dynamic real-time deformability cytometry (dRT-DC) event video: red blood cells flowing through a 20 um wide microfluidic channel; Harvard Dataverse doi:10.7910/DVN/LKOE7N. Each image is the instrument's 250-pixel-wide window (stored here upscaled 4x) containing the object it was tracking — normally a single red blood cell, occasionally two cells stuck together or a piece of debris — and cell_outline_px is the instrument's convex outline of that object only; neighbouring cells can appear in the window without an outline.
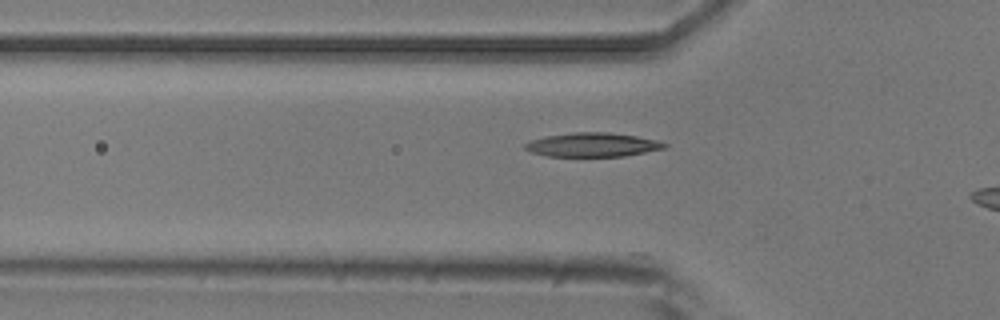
{"species": "common noctule bat (a hibernating species)", "species_latin": "Nyctalus noctula", "temperature_condition": "room temperature", "stored_images_in_passage": 27, "camera_frame_rate_fps": 3000, "um_per_image_px": 0.085, "animal": {"sex": "male", "body_mass_g": 20.5, "forearm_length_mm": 52.5}, "frame": {"image": 1, "passage_image": 2, "time_ms": 0.333, "image_size_px": [1000, 320], "cell_outline_px": [[668, 148], [624, 156], [544, 156], [532, 152], [524, 148], [524, 144], [532, 140], [544, 136], [572, 132], [608, 132], [636, 136], [656, 140], [668, 144]], "centroid_in_image_um": [50.37, 12.3], "position_along_channel_um": 75.4, "area_um2": 19.54}}
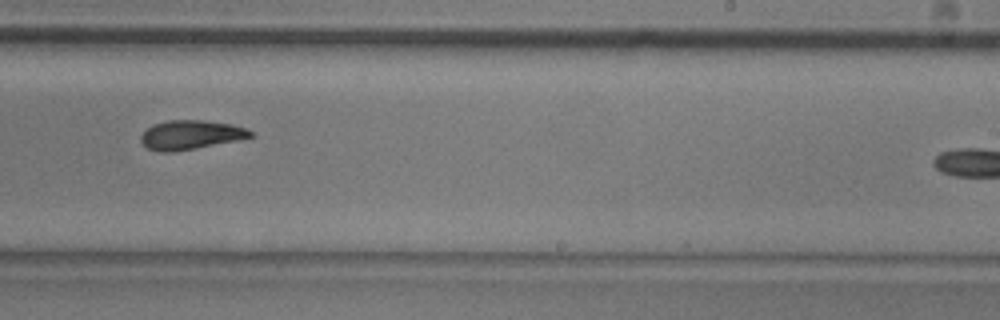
{"frame": {"image": 2, "passage_image": 17, "time_ms": 5.333, "image_size_px": [1000, 320], "cell_outline_px": [[252, 136], [236, 140], [196, 148], [168, 152], [160, 152], [148, 148], [140, 140], [140, 136], [152, 124], [168, 120], [204, 120], [232, 124], [244, 128], [252, 132]], "centroid_in_image_um": [16.17, 11.45], "position_along_channel_um": 272.8, "area_um2": 18.32}}
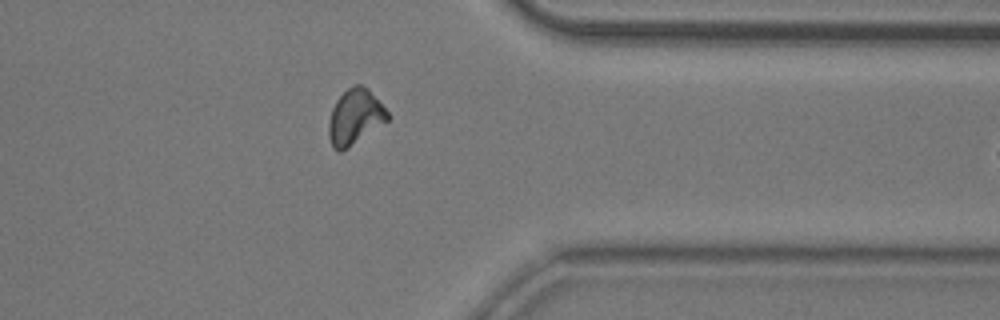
{"frame": {"image": 3, "passage_image": 26, "time_ms": 8.333, "image_size_px": [1000, 320], "cell_outline_px": [[392, 116], [388, 120], [340, 152], [336, 152], [332, 148], [328, 136], [328, 124], [332, 108], [336, 100], [352, 84], [360, 84], [368, 88]], "centroid_in_image_um": [30.16, 9.92], "position_along_channel_um": 381.2, "area_um2": 18.9}}